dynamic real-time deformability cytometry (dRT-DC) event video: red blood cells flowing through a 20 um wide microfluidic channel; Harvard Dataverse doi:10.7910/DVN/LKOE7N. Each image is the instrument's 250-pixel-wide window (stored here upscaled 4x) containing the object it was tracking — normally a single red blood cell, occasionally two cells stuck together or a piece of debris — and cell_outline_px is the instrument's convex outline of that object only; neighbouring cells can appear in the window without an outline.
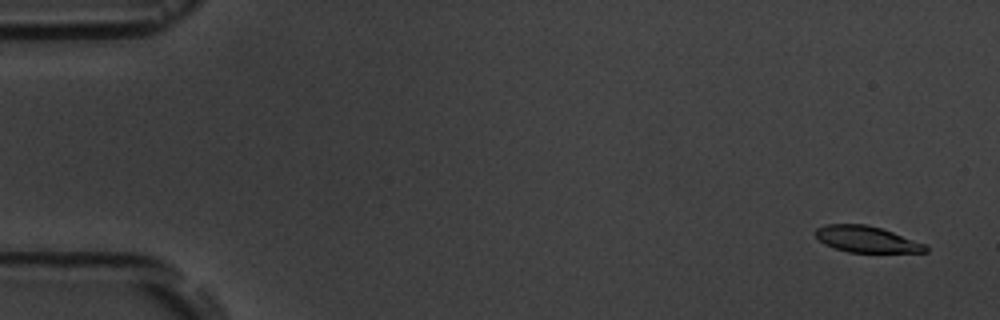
{"species": "common noctule bat (a hibernating species)", "species_latin": "Nyctalus noctula", "temperature_condition": "room temperature", "stored_images_in_passage": 5, "camera_frame_rate_fps": 3000, "um_per_image_px": 0.085, "animal": {"sex": "male", "body_mass_g": 19.5, "forearm_length_mm": 54.6}, "frame": {"image": 1, "passage_image": 1, "time_ms": 0.0, "image_size_px": [1000, 320], "cell_outline_px": [[928, 252], [848, 252], [824, 244], [816, 236], [816, 228], [824, 224], [864, 224], [880, 228], [892, 232], [924, 244], [928, 248]], "centroid_in_image_um": [73.63, 20.33], "position_along_channel_um": 11.4, "area_um2": 16.53}}
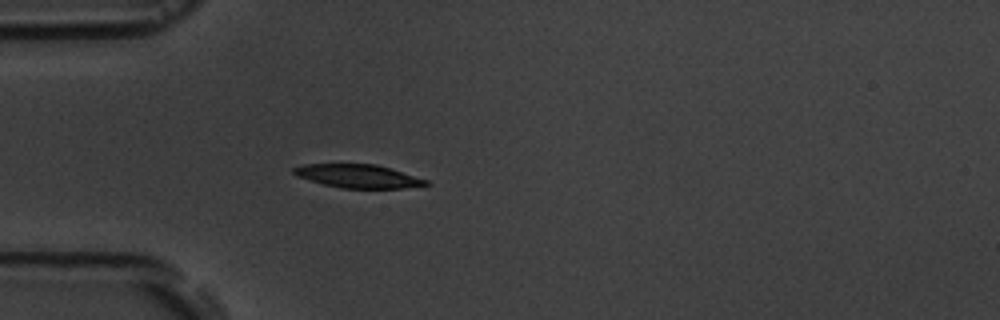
{"frame": {"image": 2, "passage_image": 5, "time_ms": 4.667, "image_size_px": [1000, 320], "cell_outline_px": [[432, 184], [404, 188], [340, 188], [324, 184], [296, 176], [292, 172], [292, 168], [304, 164], [376, 164], [428, 180]], "centroid_in_image_um": [30.43, 14.97], "position_along_channel_um": 54.6, "area_um2": 17.92}}